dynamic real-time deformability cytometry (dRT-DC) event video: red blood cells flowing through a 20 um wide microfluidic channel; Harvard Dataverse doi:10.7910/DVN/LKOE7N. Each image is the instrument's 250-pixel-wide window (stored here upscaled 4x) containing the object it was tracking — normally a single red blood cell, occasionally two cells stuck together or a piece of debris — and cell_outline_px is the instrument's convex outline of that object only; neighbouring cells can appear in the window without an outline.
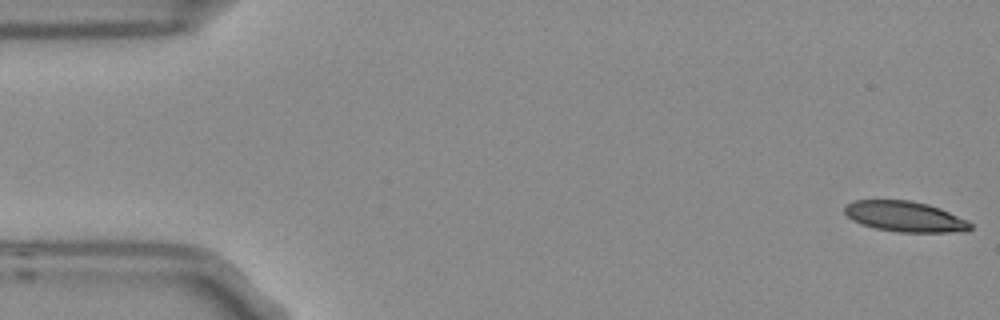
{"species": "Egyptian fruit bat (a non-hibernating species)", "species_latin": "Rousettus aegyptiacus", "temperature_condition": "room temperature", "stored_images_in_passage": 4, "camera_frame_rate_fps": 3000, "um_per_image_px": 0.085, "frame": {"image": 1, "passage_image": 1, "time_ms": 0.0, "image_size_px": [1000, 320], "cell_outline_px": [[972, 228], [968, 232], [896, 232], [876, 228], [852, 220], [844, 212], [844, 208], [852, 200], [908, 200], [928, 204], [940, 208], [968, 220], [972, 224]], "centroid_in_image_um": [76.97, 18.41], "position_along_channel_um": 8.0, "area_um2": 22.43}}
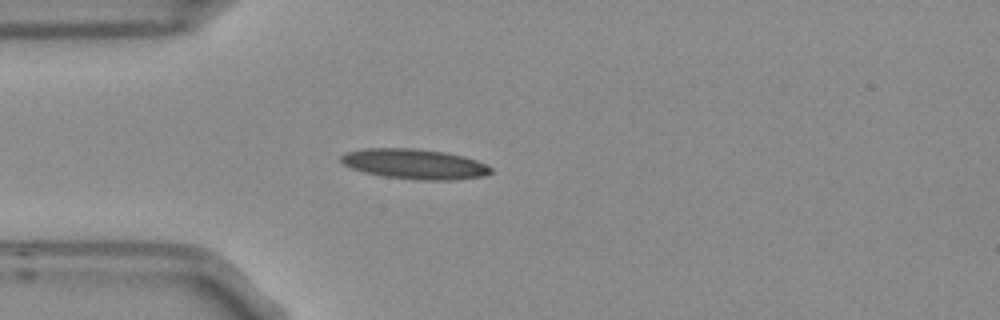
{"frame": {"image": 2, "passage_image": 4, "time_ms": 1.0, "image_size_px": [1000, 320], "cell_outline_px": [[492, 172], [480, 176], [452, 180], [424, 180], [384, 176], [364, 172], [352, 168], [344, 164], [340, 160], [340, 156], [344, 152], [364, 148], [412, 148], [444, 152], [464, 156], [476, 160], [492, 168]], "centroid_in_image_um": [35.19, 13.93], "position_along_channel_um": 49.8, "area_um2": 26.07}}